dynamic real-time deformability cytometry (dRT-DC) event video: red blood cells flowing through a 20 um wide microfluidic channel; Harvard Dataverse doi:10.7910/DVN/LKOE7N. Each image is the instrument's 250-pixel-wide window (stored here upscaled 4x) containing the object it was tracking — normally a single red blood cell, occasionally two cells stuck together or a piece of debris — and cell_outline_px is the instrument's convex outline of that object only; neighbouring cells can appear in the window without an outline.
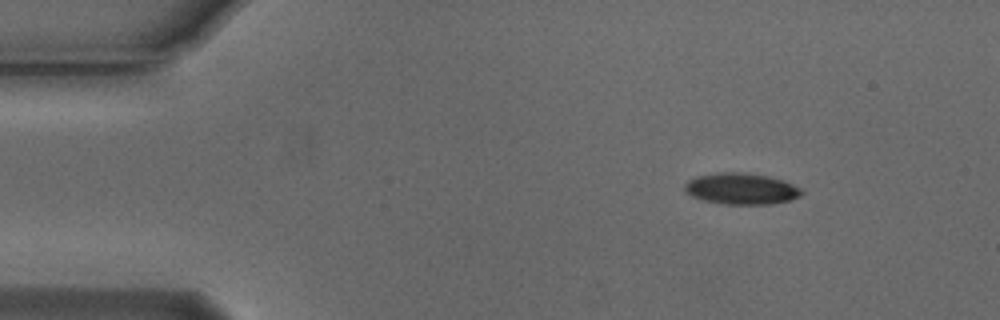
{"species": "Egyptian fruit bat (a non-hibernating species)", "species_latin": "Rousettus aegyptiacus", "temperature_condition": "cold", "stored_images_in_passage": 9, "camera_frame_rate_fps": 3000, "um_per_image_px": 0.085, "animal": {"sex": "male"}, "frame": {"image": 1, "passage_image": 1, "time_ms": 0.0, "image_size_px": [1000, 320], "cell_outline_px": [[804, 192], [800, 196], [788, 200], [772, 204], [724, 204], [704, 200], [692, 196], [684, 192], [684, 184], [688, 180], [696, 176], [716, 172], [748, 172], [768, 176], [784, 180], [800, 188]], "centroid_in_image_um": [62.98, 16.03], "position_along_channel_um": 22.0, "area_um2": 21.5}}